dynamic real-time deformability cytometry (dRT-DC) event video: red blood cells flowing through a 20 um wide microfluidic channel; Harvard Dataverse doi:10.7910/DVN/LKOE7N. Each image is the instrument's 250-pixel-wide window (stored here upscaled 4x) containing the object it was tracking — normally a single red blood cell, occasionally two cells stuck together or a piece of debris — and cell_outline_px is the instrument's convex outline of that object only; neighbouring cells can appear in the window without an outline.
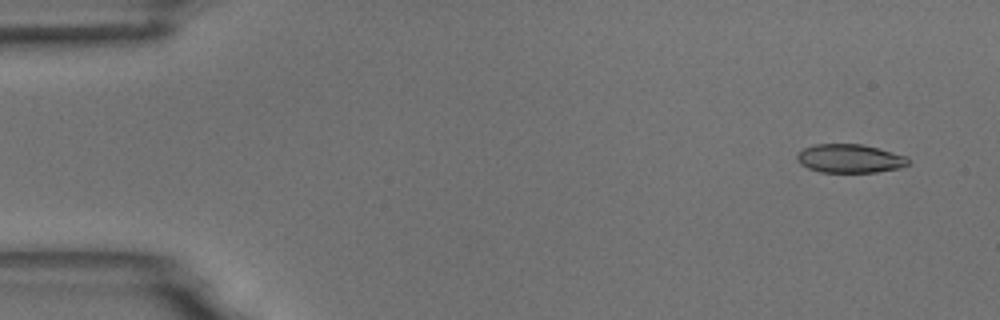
{"species": "common noctule bat (a hibernating species)", "species_latin": "Nyctalus noctula", "temperature_condition": "room temperature", "stored_images_in_passage": 4, "camera_frame_rate_fps": 3000, "um_per_image_px": 0.085, "animal": {"sex": "male", "body_mass_g": 18.8}, "frame": {"image": 1, "passage_image": 1, "time_ms": 0.0, "image_size_px": [1000, 320], "cell_outline_px": [[908, 164], [900, 168], [876, 172], [820, 172], [808, 168], [800, 164], [796, 160], [796, 156], [804, 148], [816, 144], [860, 144], [908, 156]], "centroid_in_image_um": [72.22, 13.48], "position_along_channel_um": 12.8, "area_um2": 18.44}}
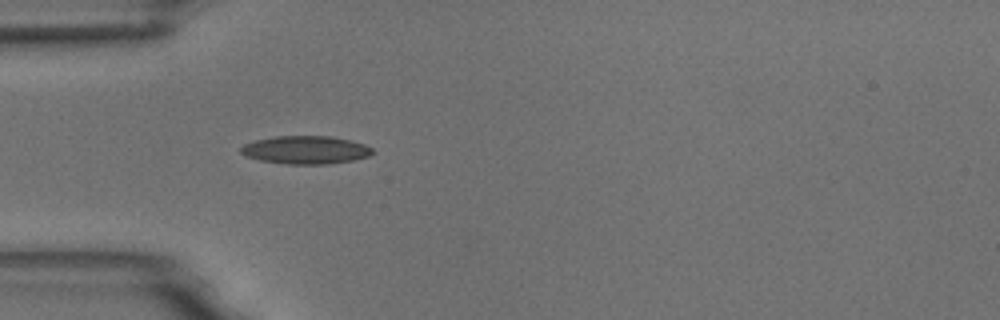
{"frame": {"image": 2, "passage_image": 4, "time_ms": 4.333, "image_size_px": [1000, 320], "cell_outline_px": [[376, 152], [368, 156], [352, 160], [328, 164], [288, 164], [260, 160], [248, 156], [240, 152], [240, 148], [244, 144], [256, 140], [276, 136], [332, 136], [352, 140], [364, 144], [372, 148]], "centroid_in_image_um": [26.02, 12.73], "position_along_channel_um": 59.0, "area_um2": 21.5}}